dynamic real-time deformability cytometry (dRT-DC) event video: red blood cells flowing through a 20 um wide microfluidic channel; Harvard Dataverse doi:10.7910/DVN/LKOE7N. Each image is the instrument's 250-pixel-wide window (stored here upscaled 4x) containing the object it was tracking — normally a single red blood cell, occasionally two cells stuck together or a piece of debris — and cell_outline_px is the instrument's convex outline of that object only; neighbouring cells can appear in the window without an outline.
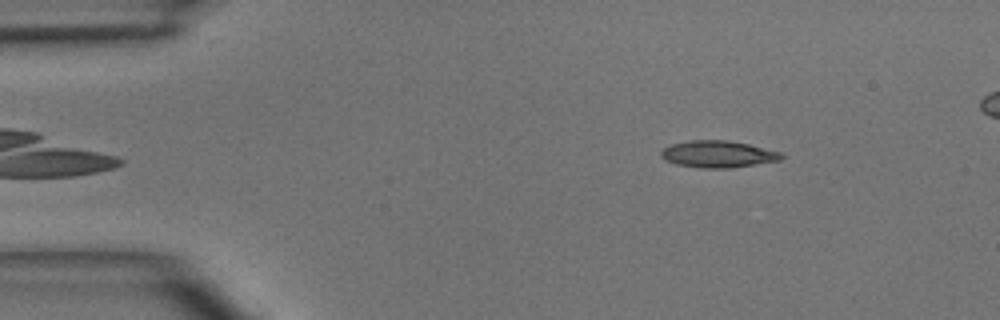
{"species": "common noctule bat (a hibernating species)", "species_latin": "Nyctalus noctula", "temperature_condition": "room temperature", "stored_images_in_passage": 4, "camera_frame_rate_fps": 3000, "um_per_image_px": 0.085, "animal": {"sex": "male", "body_mass_g": 15.6}, "frame": {"image": 1, "passage_image": 1, "time_ms": 0.0, "image_size_px": [1000, 320], "cell_outline_px": [[784, 156], [780, 160], [732, 168], [700, 168], [676, 164], [664, 160], [660, 156], [660, 152], [664, 148], [672, 144], [688, 140], [728, 140], [748, 144], [784, 152]], "centroid_in_image_um": [61.04, 13.1], "position_along_channel_um": 24.0, "area_um2": 19.02}}